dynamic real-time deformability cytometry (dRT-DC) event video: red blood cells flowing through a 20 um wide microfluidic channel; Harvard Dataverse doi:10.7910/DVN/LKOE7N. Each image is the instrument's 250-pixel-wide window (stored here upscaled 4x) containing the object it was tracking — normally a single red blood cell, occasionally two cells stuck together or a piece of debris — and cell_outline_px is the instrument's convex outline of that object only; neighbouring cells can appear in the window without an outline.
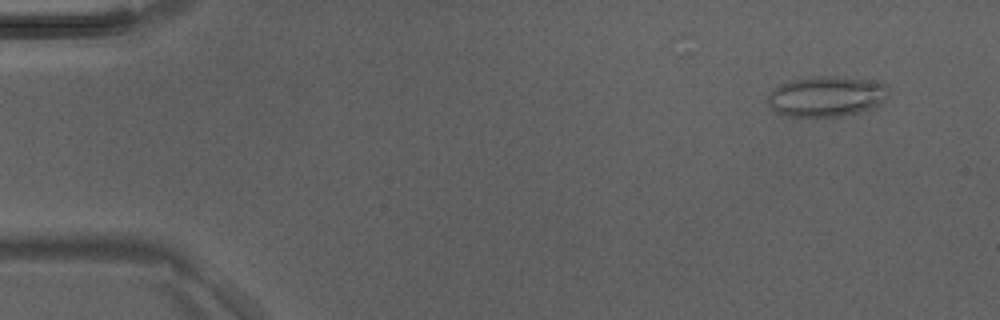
{"species": "Egyptian fruit bat (a non-hibernating species)", "species_latin": "Rousettus aegyptiacus", "temperature_condition": "room temperature", "stored_images_in_passage": 5, "camera_frame_rate_fps": 3000, "um_per_image_px": 0.085, "animal": {"sex": "male"}, "frame": {"image": 1, "passage_image": 1, "time_ms": 0.0, "image_size_px": [1000, 320], "cell_outline_px": [[888, 96], [880, 104], [872, 108], [860, 112], [840, 116], [784, 116], [776, 112], [768, 104], [768, 96], [772, 88], [780, 84], [792, 80], [816, 76], [836, 76], [880, 80], [884, 84], [888, 92]], "centroid_in_image_um": [70.26, 8.18], "position_along_channel_um": 14.7, "area_um2": 28.73}}